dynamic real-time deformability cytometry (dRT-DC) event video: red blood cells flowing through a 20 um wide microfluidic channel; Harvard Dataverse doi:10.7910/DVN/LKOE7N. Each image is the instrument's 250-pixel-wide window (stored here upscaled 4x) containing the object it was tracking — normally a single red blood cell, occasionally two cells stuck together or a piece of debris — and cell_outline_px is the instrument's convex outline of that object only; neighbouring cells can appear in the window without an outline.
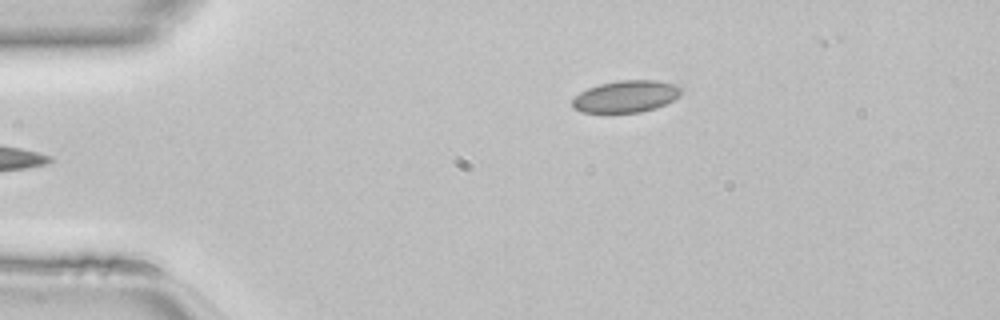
{"species": "common noctule bat (a hibernating species)", "species_latin": "Nyctalus noctula", "temperature_condition": "room temperature", "stored_images_in_passage": 35, "camera_frame_rate_fps": 3000, "um_per_image_px": 0.085, "animal": {"sex": "female", "body_mass_g": 22.7, "forearm_length_mm": 54.2}, "frame": {"image": 1, "passage_image": 1, "time_ms": 0.0, "image_size_px": [1000, 320], "cell_outline_px": [[684, 88], [680, 96], [656, 108], [640, 112], [580, 112], [572, 108], [572, 100], [580, 92], [588, 88], [600, 84], [620, 80], [656, 80], [680, 84]], "centroid_in_image_um": [53.25, 8.18], "position_along_channel_um": 31.7, "area_um2": 20.4}}
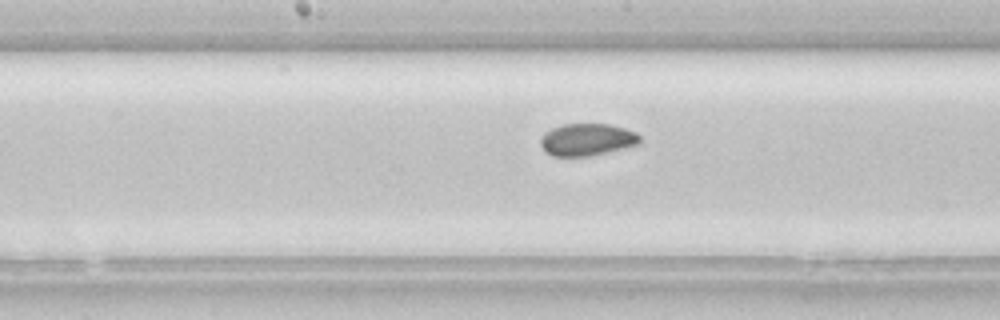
{"frame": {"image": 2, "passage_image": 16, "time_ms": 5.0, "image_size_px": [1000, 320], "cell_outline_px": [[640, 144], [588, 156], [552, 156], [544, 152], [540, 144], [540, 140], [544, 132], [552, 128], [564, 124], [608, 124], [624, 128], [636, 132], [640, 136]], "centroid_in_image_um": [49.87, 11.86], "position_along_channel_um": 198.3, "area_um2": 18.61}}
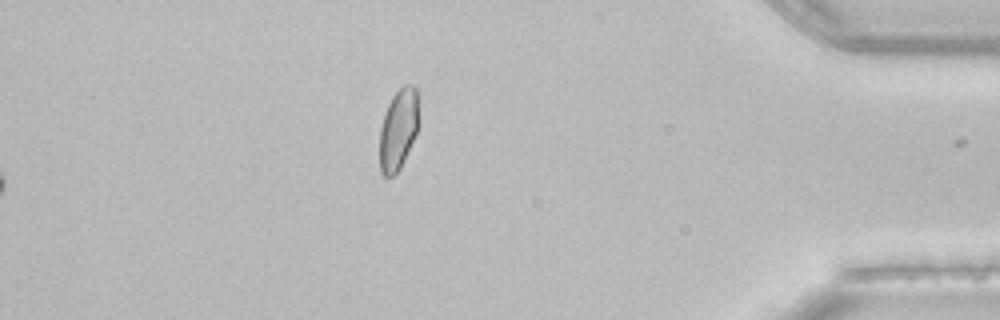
{"frame": {"image": 3, "passage_image": 33, "time_ms": 10.667, "image_size_px": [1000, 320], "cell_outline_px": [[420, 124], [404, 160], [400, 168], [392, 176], [384, 176], [380, 172], [380, 128], [388, 104], [392, 96], [404, 84], [412, 84], [416, 88], [420, 120]], "centroid_in_image_um": [33.88, 10.97], "position_along_channel_um": 401.3, "area_um2": 18.55}}